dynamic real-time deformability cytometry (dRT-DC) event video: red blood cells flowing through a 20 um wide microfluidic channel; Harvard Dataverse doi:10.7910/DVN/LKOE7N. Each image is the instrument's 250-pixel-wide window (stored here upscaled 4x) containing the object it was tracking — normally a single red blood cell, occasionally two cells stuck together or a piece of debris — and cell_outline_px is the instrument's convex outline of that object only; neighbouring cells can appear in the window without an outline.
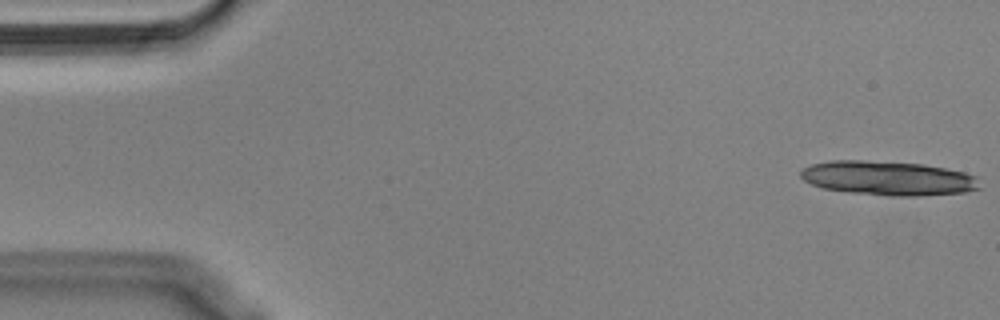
{"species": "Egyptian fruit bat (a non-hibernating species)", "species_latin": "Rousettus aegyptiacus", "temperature_condition": "cold", "stored_images_in_passage": 13, "camera_frame_rate_fps": 3000, "um_per_image_px": 0.085, "animal": {"sex": "male"}, "frame": {"image": 1, "passage_image": 1, "time_ms": 0.0, "image_size_px": [1000, 320], "cell_outline_px": [[980, 188], [964, 192], [916, 196], [888, 196], [852, 192], [824, 188], [812, 184], [804, 180], [800, 176], [800, 172], [804, 168], [812, 164], [832, 160], [860, 160], [920, 164], [944, 168], [964, 172], [976, 176]], "centroid_in_image_um": [75.48, 15.15], "position_along_channel_um": 9.5, "area_um2": 35.37}}